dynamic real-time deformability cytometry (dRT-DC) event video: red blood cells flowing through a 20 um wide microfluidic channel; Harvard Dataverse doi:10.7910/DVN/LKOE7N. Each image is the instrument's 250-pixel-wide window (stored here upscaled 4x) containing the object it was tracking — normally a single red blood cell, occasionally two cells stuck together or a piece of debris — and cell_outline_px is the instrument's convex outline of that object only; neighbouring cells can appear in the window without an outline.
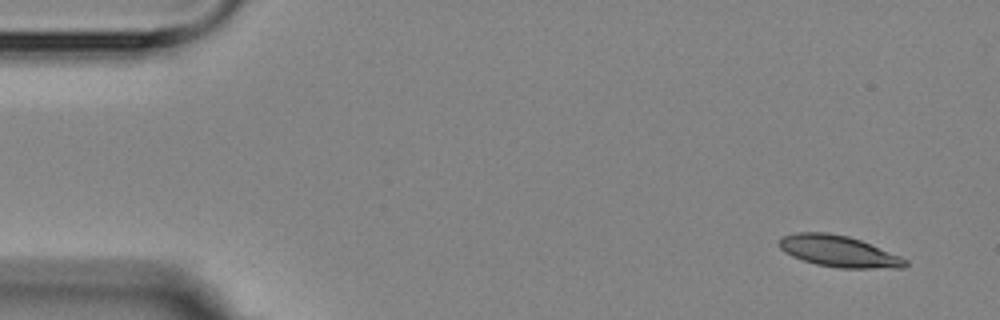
{"species": "Egyptian fruit bat (a non-hibernating species)", "species_latin": "Rousettus aegyptiacus", "temperature_condition": "room temperature", "stored_images_in_passage": 4, "camera_frame_rate_fps": 3000, "um_per_image_px": 0.085, "animal": {"sex": "female"}, "frame": {"image": 1, "passage_image": 1, "time_ms": 0.0, "image_size_px": [1000, 320], "cell_outline_px": [[908, 264], [904, 268], [840, 268], [816, 264], [792, 256], [784, 252], [776, 244], [780, 236], [796, 232], [828, 232], [848, 236], [860, 240], [900, 256], [908, 260]], "centroid_in_image_um": [71.24, 21.35], "position_along_channel_um": 13.8, "area_um2": 23.18}}